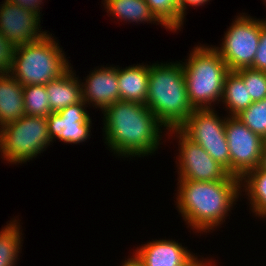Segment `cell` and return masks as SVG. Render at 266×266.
<instances>
[{
    "mask_svg": "<svg viewBox=\"0 0 266 266\" xmlns=\"http://www.w3.org/2000/svg\"><path fill=\"white\" fill-rule=\"evenodd\" d=\"M23 87L10 73H0V128L25 115Z\"/></svg>",
    "mask_w": 266,
    "mask_h": 266,
    "instance_id": "16",
    "label": "cell"
},
{
    "mask_svg": "<svg viewBox=\"0 0 266 266\" xmlns=\"http://www.w3.org/2000/svg\"><path fill=\"white\" fill-rule=\"evenodd\" d=\"M47 119L24 115L0 128V155L8 163H26L51 144Z\"/></svg>",
    "mask_w": 266,
    "mask_h": 266,
    "instance_id": "6",
    "label": "cell"
},
{
    "mask_svg": "<svg viewBox=\"0 0 266 266\" xmlns=\"http://www.w3.org/2000/svg\"><path fill=\"white\" fill-rule=\"evenodd\" d=\"M121 266H144L141 260L133 253V255L127 260L122 262Z\"/></svg>",
    "mask_w": 266,
    "mask_h": 266,
    "instance_id": "32",
    "label": "cell"
},
{
    "mask_svg": "<svg viewBox=\"0 0 266 266\" xmlns=\"http://www.w3.org/2000/svg\"><path fill=\"white\" fill-rule=\"evenodd\" d=\"M260 167L266 171V142L263 146L262 149V155H261V163H260Z\"/></svg>",
    "mask_w": 266,
    "mask_h": 266,
    "instance_id": "33",
    "label": "cell"
},
{
    "mask_svg": "<svg viewBox=\"0 0 266 266\" xmlns=\"http://www.w3.org/2000/svg\"><path fill=\"white\" fill-rule=\"evenodd\" d=\"M237 16L226 31L221 47L213 48L220 54L230 71L252 68L261 34V20Z\"/></svg>",
    "mask_w": 266,
    "mask_h": 266,
    "instance_id": "7",
    "label": "cell"
},
{
    "mask_svg": "<svg viewBox=\"0 0 266 266\" xmlns=\"http://www.w3.org/2000/svg\"><path fill=\"white\" fill-rule=\"evenodd\" d=\"M206 2H209V0H178V6H179V14H180V30L183 26L184 17L186 15V8L187 6H202L203 4H206Z\"/></svg>",
    "mask_w": 266,
    "mask_h": 266,
    "instance_id": "30",
    "label": "cell"
},
{
    "mask_svg": "<svg viewBox=\"0 0 266 266\" xmlns=\"http://www.w3.org/2000/svg\"><path fill=\"white\" fill-rule=\"evenodd\" d=\"M155 17L165 29L176 32L180 29L178 0H145Z\"/></svg>",
    "mask_w": 266,
    "mask_h": 266,
    "instance_id": "23",
    "label": "cell"
},
{
    "mask_svg": "<svg viewBox=\"0 0 266 266\" xmlns=\"http://www.w3.org/2000/svg\"><path fill=\"white\" fill-rule=\"evenodd\" d=\"M214 109H193V112L178 129L189 139L226 137V117H219Z\"/></svg>",
    "mask_w": 266,
    "mask_h": 266,
    "instance_id": "14",
    "label": "cell"
},
{
    "mask_svg": "<svg viewBox=\"0 0 266 266\" xmlns=\"http://www.w3.org/2000/svg\"><path fill=\"white\" fill-rule=\"evenodd\" d=\"M85 81L81 82V91L82 100L87 105L92 103L93 107H98L103 111L106 107L121 100L116 66L104 68L103 65L101 68L92 70Z\"/></svg>",
    "mask_w": 266,
    "mask_h": 266,
    "instance_id": "12",
    "label": "cell"
},
{
    "mask_svg": "<svg viewBox=\"0 0 266 266\" xmlns=\"http://www.w3.org/2000/svg\"><path fill=\"white\" fill-rule=\"evenodd\" d=\"M19 224L14 218L0 231V266H16L17 264L23 241Z\"/></svg>",
    "mask_w": 266,
    "mask_h": 266,
    "instance_id": "21",
    "label": "cell"
},
{
    "mask_svg": "<svg viewBox=\"0 0 266 266\" xmlns=\"http://www.w3.org/2000/svg\"><path fill=\"white\" fill-rule=\"evenodd\" d=\"M144 266H184L193 255L175 240H153L134 252Z\"/></svg>",
    "mask_w": 266,
    "mask_h": 266,
    "instance_id": "13",
    "label": "cell"
},
{
    "mask_svg": "<svg viewBox=\"0 0 266 266\" xmlns=\"http://www.w3.org/2000/svg\"><path fill=\"white\" fill-rule=\"evenodd\" d=\"M149 87L146 106L165 126L178 128L193 112L187 96L182 63L149 65Z\"/></svg>",
    "mask_w": 266,
    "mask_h": 266,
    "instance_id": "3",
    "label": "cell"
},
{
    "mask_svg": "<svg viewBox=\"0 0 266 266\" xmlns=\"http://www.w3.org/2000/svg\"><path fill=\"white\" fill-rule=\"evenodd\" d=\"M235 72L243 79L253 102L266 98V72L251 67Z\"/></svg>",
    "mask_w": 266,
    "mask_h": 266,
    "instance_id": "26",
    "label": "cell"
},
{
    "mask_svg": "<svg viewBox=\"0 0 266 266\" xmlns=\"http://www.w3.org/2000/svg\"><path fill=\"white\" fill-rule=\"evenodd\" d=\"M190 140L199 144L215 161L223 166L230 175V152L226 137Z\"/></svg>",
    "mask_w": 266,
    "mask_h": 266,
    "instance_id": "25",
    "label": "cell"
},
{
    "mask_svg": "<svg viewBox=\"0 0 266 266\" xmlns=\"http://www.w3.org/2000/svg\"><path fill=\"white\" fill-rule=\"evenodd\" d=\"M8 2L17 4L18 6H21L23 9L30 10L31 12H34L41 16L40 9L42 7L40 6L41 3L43 4V0H7Z\"/></svg>",
    "mask_w": 266,
    "mask_h": 266,
    "instance_id": "29",
    "label": "cell"
},
{
    "mask_svg": "<svg viewBox=\"0 0 266 266\" xmlns=\"http://www.w3.org/2000/svg\"><path fill=\"white\" fill-rule=\"evenodd\" d=\"M168 134H175L179 140L178 180L218 181L225 180L227 170L215 161L199 144L191 141L178 128H170Z\"/></svg>",
    "mask_w": 266,
    "mask_h": 266,
    "instance_id": "9",
    "label": "cell"
},
{
    "mask_svg": "<svg viewBox=\"0 0 266 266\" xmlns=\"http://www.w3.org/2000/svg\"><path fill=\"white\" fill-rule=\"evenodd\" d=\"M72 69L71 67L61 77L45 84L51 113L58 112L82 100L81 82Z\"/></svg>",
    "mask_w": 266,
    "mask_h": 266,
    "instance_id": "17",
    "label": "cell"
},
{
    "mask_svg": "<svg viewBox=\"0 0 266 266\" xmlns=\"http://www.w3.org/2000/svg\"><path fill=\"white\" fill-rule=\"evenodd\" d=\"M225 135L230 152V175L242 179L260 166L262 149L266 142L251 131L236 116H226Z\"/></svg>",
    "mask_w": 266,
    "mask_h": 266,
    "instance_id": "8",
    "label": "cell"
},
{
    "mask_svg": "<svg viewBox=\"0 0 266 266\" xmlns=\"http://www.w3.org/2000/svg\"><path fill=\"white\" fill-rule=\"evenodd\" d=\"M252 68L266 72V20L263 19H261L260 42Z\"/></svg>",
    "mask_w": 266,
    "mask_h": 266,
    "instance_id": "28",
    "label": "cell"
},
{
    "mask_svg": "<svg viewBox=\"0 0 266 266\" xmlns=\"http://www.w3.org/2000/svg\"><path fill=\"white\" fill-rule=\"evenodd\" d=\"M118 86L121 101L146 104L149 87V65L137 64L117 67Z\"/></svg>",
    "mask_w": 266,
    "mask_h": 266,
    "instance_id": "15",
    "label": "cell"
},
{
    "mask_svg": "<svg viewBox=\"0 0 266 266\" xmlns=\"http://www.w3.org/2000/svg\"><path fill=\"white\" fill-rule=\"evenodd\" d=\"M109 15L121 22H153L163 25L152 13L145 0H103ZM115 16V17H114Z\"/></svg>",
    "mask_w": 266,
    "mask_h": 266,
    "instance_id": "18",
    "label": "cell"
},
{
    "mask_svg": "<svg viewBox=\"0 0 266 266\" xmlns=\"http://www.w3.org/2000/svg\"><path fill=\"white\" fill-rule=\"evenodd\" d=\"M102 113L105 144L114 154L144 157L159 148L165 126L145 104L120 100Z\"/></svg>",
    "mask_w": 266,
    "mask_h": 266,
    "instance_id": "1",
    "label": "cell"
},
{
    "mask_svg": "<svg viewBox=\"0 0 266 266\" xmlns=\"http://www.w3.org/2000/svg\"><path fill=\"white\" fill-rule=\"evenodd\" d=\"M198 259V256H194L191 260H189L184 266H216L215 264L213 265L211 259ZM204 261V262H203Z\"/></svg>",
    "mask_w": 266,
    "mask_h": 266,
    "instance_id": "31",
    "label": "cell"
},
{
    "mask_svg": "<svg viewBox=\"0 0 266 266\" xmlns=\"http://www.w3.org/2000/svg\"><path fill=\"white\" fill-rule=\"evenodd\" d=\"M221 102L229 109V116H237L253 103L243 79L235 71L226 75Z\"/></svg>",
    "mask_w": 266,
    "mask_h": 266,
    "instance_id": "19",
    "label": "cell"
},
{
    "mask_svg": "<svg viewBox=\"0 0 266 266\" xmlns=\"http://www.w3.org/2000/svg\"><path fill=\"white\" fill-rule=\"evenodd\" d=\"M182 65L193 109L213 108L212 103L221 102L224 81L230 70L212 45H197Z\"/></svg>",
    "mask_w": 266,
    "mask_h": 266,
    "instance_id": "4",
    "label": "cell"
},
{
    "mask_svg": "<svg viewBox=\"0 0 266 266\" xmlns=\"http://www.w3.org/2000/svg\"><path fill=\"white\" fill-rule=\"evenodd\" d=\"M3 2L0 6V33L14 47L35 42L48 33L40 31L41 17L38 14L7 0Z\"/></svg>",
    "mask_w": 266,
    "mask_h": 266,
    "instance_id": "10",
    "label": "cell"
},
{
    "mask_svg": "<svg viewBox=\"0 0 266 266\" xmlns=\"http://www.w3.org/2000/svg\"><path fill=\"white\" fill-rule=\"evenodd\" d=\"M236 117L251 131L266 140V98L253 102Z\"/></svg>",
    "mask_w": 266,
    "mask_h": 266,
    "instance_id": "24",
    "label": "cell"
},
{
    "mask_svg": "<svg viewBox=\"0 0 266 266\" xmlns=\"http://www.w3.org/2000/svg\"><path fill=\"white\" fill-rule=\"evenodd\" d=\"M249 197L250 208L256 216L266 218V171L260 166L241 179V188ZM247 192V193H246Z\"/></svg>",
    "mask_w": 266,
    "mask_h": 266,
    "instance_id": "20",
    "label": "cell"
},
{
    "mask_svg": "<svg viewBox=\"0 0 266 266\" xmlns=\"http://www.w3.org/2000/svg\"><path fill=\"white\" fill-rule=\"evenodd\" d=\"M176 204L188 227L207 233L220 226L228 216L239 195L241 179L229 175L225 180H178Z\"/></svg>",
    "mask_w": 266,
    "mask_h": 266,
    "instance_id": "2",
    "label": "cell"
},
{
    "mask_svg": "<svg viewBox=\"0 0 266 266\" xmlns=\"http://www.w3.org/2000/svg\"><path fill=\"white\" fill-rule=\"evenodd\" d=\"M15 47L0 33V73H9Z\"/></svg>",
    "mask_w": 266,
    "mask_h": 266,
    "instance_id": "27",
    "label": "cell"
},
{
    "mask_svg": "<svg viewBox=\"0 0 266 266\" xmlns=\"http://www.w3.org/2000/svg\"><path fill=\"white\" fill-rule=\"evenodd\" d=\"M23 99L25 115L46 118L51 114L45 85H25L23 87Z\"/></svg>",
    "mask_w": 266,
    "mask_h": 266,
    "instance_id": "22",
    "label": "cell"
},
{
    "mask_svg": "<svg viewBox=\"0 0 266 266\" xmlns=\"http://www.w3.org/2000/svg\"><path fill=\"white\" fill-rule=\"evenodd\" d=\"M58 43L47 33L35 42L15 47L9 73L23 86L45 85L61 77L72 66Z\"/></svg>",
    "mask_w": 266,
    "mask_h": 266,
    "instance_id": "5",
    "label": "cell"
},
{
    "mask_svg": "<svg viewBox=\"0 0 266 266\" xmlns=\"http://www.w3.org/2000/svg\"><path fill=\"white\" fill-rule=\"evenodd\" d=\"M86 107H88L86 103L81 100L46 117L51 142L55 138L69 144L86 141L90 136L92 125Z\"/></svg>",
    "mask_w": 266,
    "mask_h": 266,
    "instance_id": "11",
    "label": "cell"
}]
</instances>
